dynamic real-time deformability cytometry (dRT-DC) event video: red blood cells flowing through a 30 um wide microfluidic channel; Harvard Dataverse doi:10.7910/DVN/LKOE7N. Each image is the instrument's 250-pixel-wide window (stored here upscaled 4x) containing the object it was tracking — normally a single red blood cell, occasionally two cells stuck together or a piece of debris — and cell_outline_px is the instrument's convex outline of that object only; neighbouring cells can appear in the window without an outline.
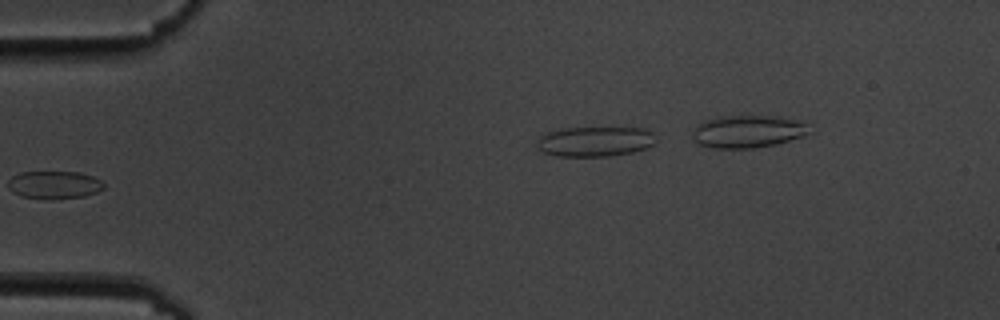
{"species": "common noctule bat (a hibernating species)", "species_latin": "Nyctalus noctula", "temperature_condition": "cold", "stored_images_in_passage": 4, "camera_frame_rate_fps": 3000, "um_per_image_px": 0.085, "animal": {"sex": "male", "body_mass_g": 19.5, "forearm_length_mm": 54.6}, "frame": {"image": 1, "passage_image": 4, "time_ms": 4.333, "image_size_px": [1000, 320], "cell_outline_px": [[656, 144], [648, 148], [632, 152], [608, 156], [556, 156], [544, 152], [536, 148], [536, 144], [540, 136], [544, 132], [564, 128], [644, 128], [652, 132], [656, 136]], "centroid_in_image_um": [50.58, 12.02], "position_along_channel_um": 34.4, "area_um2": 21.04}}